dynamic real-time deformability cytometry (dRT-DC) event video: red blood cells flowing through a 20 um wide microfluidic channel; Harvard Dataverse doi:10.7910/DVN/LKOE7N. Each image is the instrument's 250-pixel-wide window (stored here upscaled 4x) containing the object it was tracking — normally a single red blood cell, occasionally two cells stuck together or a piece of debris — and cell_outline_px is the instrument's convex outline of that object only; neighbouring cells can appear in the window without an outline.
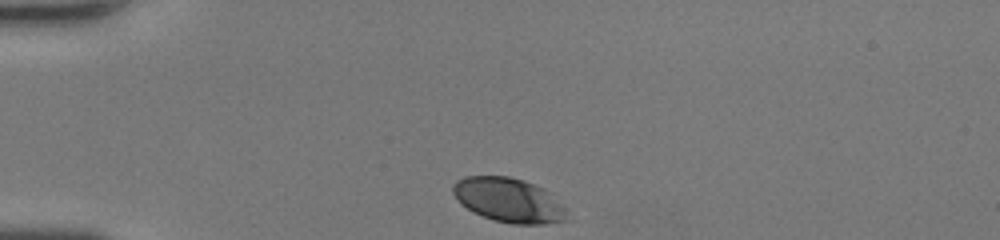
{"species": "human", "species_latin": "Homo sapiens", "temperature_condition": "room temperature", "stored_images_in_passage": 28, "camera_frame_rate_fps": 3000, "um_per_image_px": 0.085, "donor": {"sex": "female"}, "frame": {"image": 1, "passage_image": 1, "time_ms": 0.0, "image_size_px": [1000, 240], "cell_outline_px": [[568, 212], [564, 220], [544, 224], [512, 224], [492, 220], [472, 212], [460, 204], [452, 192], [452, 184], [456, 180], [464, 176], [508, 176], [524, 180], [544, 188], [552, 192], [568, 208]], "centroid_in_image_um": [43.25, 17.0], "position_along_channel_um": 41.7, "area_um2": 30.11}}
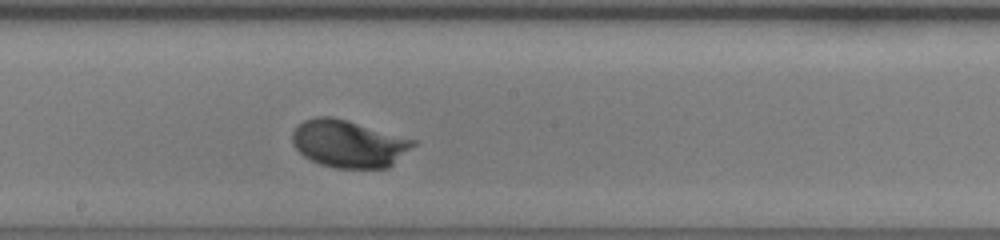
{"frame": {"image": 2, "passage_image": 16, "time_ms": 5.0, "image_size_px": [1000, 240], "cell_outline_px": [[420, 140], [416, 144], [388, 168], [336, 168], [320, 164], [304, 156], [292, 144], [292, 132], [296, 124], [304, 120], [316, 116], [332, 116], [348, 120]], "centroid_in_image_um": [29.65, 12.19], "position_along_channel_um": 218.6, "area_um2": 33.81}}
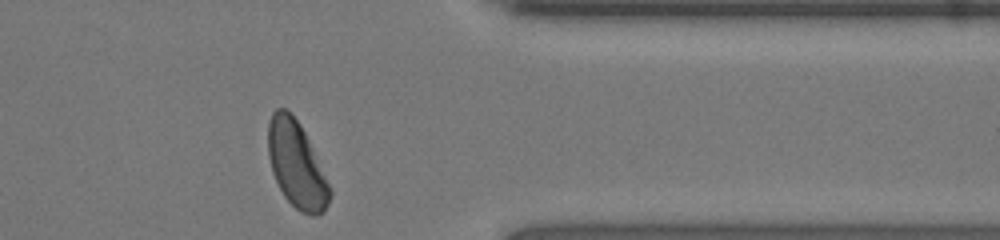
{"frame": {"image": 3, "passage_image": 28, "time_ms": 9.0, "image_size_px": [1000, 240], "cell_outline_px": [[332, 192], [328, 204], [324, 212], [316, 216], [312, 216], [300, 212], [284, 196], [272, 172], [268, 156], [268, 124], [272, 112], [276, 108], [284, 108], [300, 124], [304, 132]], "centroid_in_image_um": [25.18, 14.03], "position_along_channel_um": 386.2, "area_um2": 30.46}, "authors_computed_cell_mechanics": {"area_um2": 31.1831, "velocity_mm_per_s": 4.399, "shape_relaxation_time_tau1_ms": 1.5229, "shape_relaxation_time_tau2_ms": null, "deformation_change_tau1": 0.1087, "deformation_change_tau2": null}}